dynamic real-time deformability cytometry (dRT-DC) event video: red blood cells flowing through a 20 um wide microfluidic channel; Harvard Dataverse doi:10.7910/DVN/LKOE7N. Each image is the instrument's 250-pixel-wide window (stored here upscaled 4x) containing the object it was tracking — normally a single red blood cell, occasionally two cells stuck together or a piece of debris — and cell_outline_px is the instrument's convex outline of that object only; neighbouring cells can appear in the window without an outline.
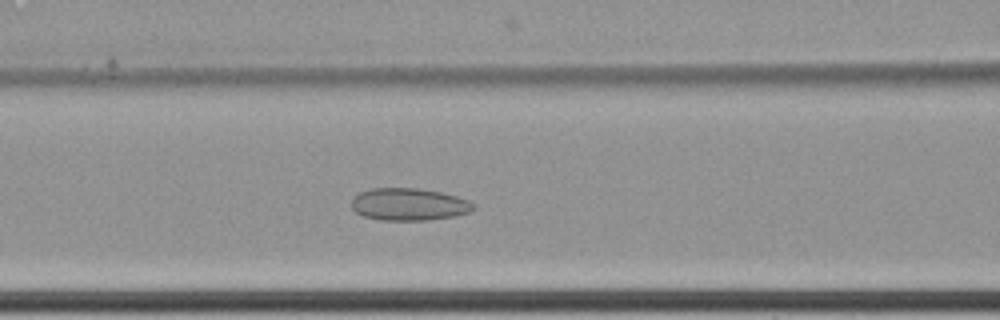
{"species": "common noctule bat (a hibernating species)", "species_latin": "Nyctalus noctula", "temperature_condition": "cold", "stored_images_in_passage": 60, "camera_frame_rate_fps": 3000, "um_per_image_px": 0.085, "animal": {"sex": "female", "body_mass_g": 22.7, "forearm_length_mm": 54.2}, "frame": {"image": 1, "passage_image": 26, "time_ms": 8.333, "image_size_px": [1000, 320], "cell_outline_px": [[476, 208], [472, 212], [456, 216], [424, 220], [380, 220], [364, 216], [356, 212], [352, 208], [352, 196], [368, 188], [416, 188], [440, 192], [456, 196], [468, 200]], "centroid_in_image_um": [34.75, 17.37], "position_along_channel_um": 131.9, "area_um2": 23.06}}
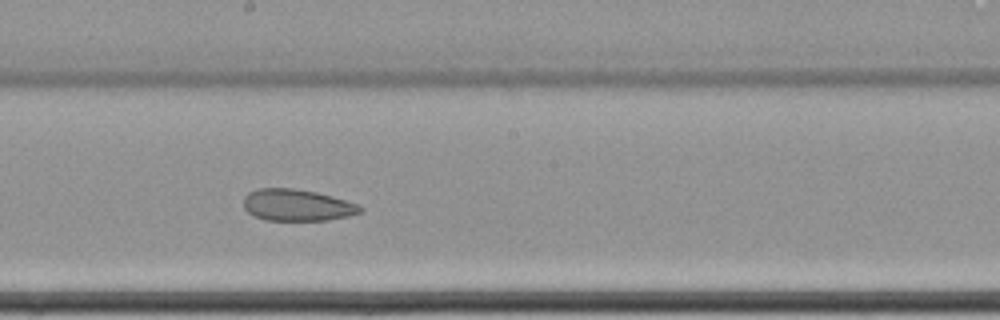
{"frame": {"image": 2, "passage_image": 34, "time_ms": 11.0, "image_size_px": [1000, 320], "cell_outline_px": [[364, 208], [360, 212], [348, 216], [328, 220], [264, 220], [248, 212], [244, 208], [244, 196], [248, 192], [256, 188], [292, 188], [316, 192], [332, 196], [356, 204]], "centroid_in_image_um": [25.21, 17.43], "position_along_channel_um": 223.0, "area_um2": 21.44}}
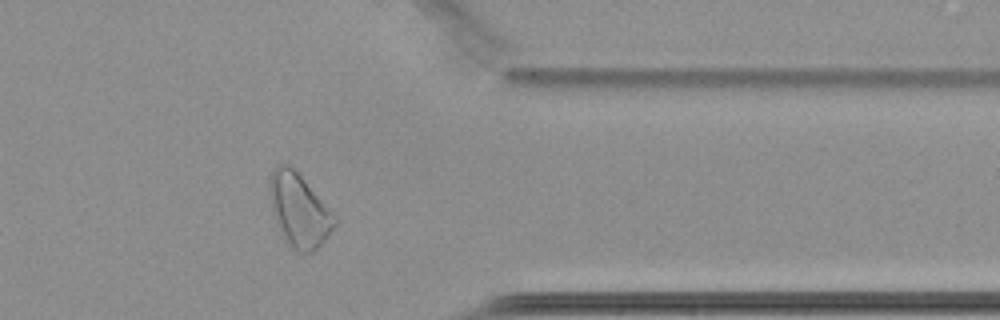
{"frame": {"image": 3, "passage_image": 49, "time_ms": 16.0, "image_size_px": [1000, 320], "cell_outline_px": [[336, 224], [324, 240], [312, 252], [300, 252], [292, 248], [280, 232], [272, 212], [268, 192], [268, 176], [272, 168], [276, 164], [288, 164], [304, 180], [336, 216]], "centroid_in_image_um": [25.36, 17.83], "position_along_channel_um": 386.0, "area_um2": 27.57}, "authors_computed_cell_mechanics": {"area_um2": 27.166, "velocity_mm_per_s": 3.4216, "shape_relaxation_time_tau1_ms": null, "shape_relaxation_time_tau2_ms": 2.8481, "deformation_change_tau1": null, "deformation_change_tau2": 0.0666}}